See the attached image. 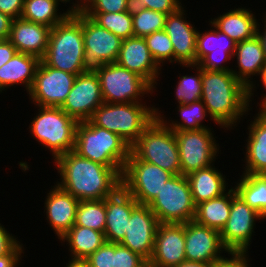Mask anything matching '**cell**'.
Here are the masks:
<instances>
[{
    "mask_svg": "<svg viewBox=\"0 0 266 267\" xmlns=\"http://www.w3.org/2000/svg\"><path fill=\"white\" fill-rule=\"evenodd\" d=\"M248 126L245 167L242 174L266 175V119L257 113Z\"/></svg>",
    "mask_w": 266,
    "mask_h": 267,
    "instance_id": "4316f807",
    "label": "cell"
},
{
    "mask_svg": "<svg viewBox=\"0 0 266 267\" xmlns=\"http://www.w3.org/2000/svg\"><path fill=\"white\" fill-rule=\"evenodd\" d=\"M185 260V223H160L149 260L151 265L176 267Z\"/></svg>",
    "mask_w": 266,
    "mask_h": 267,
    "instance_id": "d6986e66",
    "label": "cell"
},
{
    "mask_svg": "<svg viewBox=\"0 0 266 267\" xmlns=\"http://www.w3.org/2000/svg\"><path fill=\"white\" fill-rule=\"evenodd\" d=\"M177 106V114H179L182 122H178V119L177 121L165 120V115H161V110L159 111L160 108L158 107L155 108V118H159L168 128L172 129L173 131H190L208 128L201 123L204 118L206 119V116L210 117L202 100L190 104H178Z\"/></svg>",
    "mask_w": 266,
    "mask_h": 267,
    "instance_id": "836d02e7",
    "label": "cell"
},
{
    "mask_svg": "<svg viewBox=\"0 0 266 267\" xmlns=\"http://www.w3.org/2000/svg\"><path fill=\"white\" fill-rule=\"evenodd\" d=\"M223 251L230 254L222 243L219 231L200 225L194 220L185 223V254L187 261L213 265L225 257V255L222 256Z\"/></svg>",
    "mask_w": 266,
    "mask_h": 267,
    "instance_id": "e0dca14e",
    "label": "cell"
},
{
    "mask_svg": "<svg viewBox=\"0 0 266 267\" xmlns=\"http://www.w3.org/2000/svg\"><path fill=\"white\" fill-rule=\"evenodd\" d=\"M65 267H90L84 260H69Z\"/></svg>",
    "mask_w": 266,
    "mask_h": 267,
    "instance_id": "db71d44e",
    "label": "cell"
},
{
    "mask_svg": "<svg viewBox=\"0 0 266 267\" xmlns=\"http://www.w3.org/2000/svg\"><path fill=\"white\" fill-rule=\"evenodd\" d=\"M84 50L82 12L73 9L51 28L47 51L41 60L47 66L78 75L83 73Z\"/></svg>",
    "mask_w": 266,
    "mask_h": 267,
    "instance_id": "3957f363",
    "label": "cell"
},
{
    "mask_svg": "<svg viewBox=\"0 0 266 267\" xmlns=\"http://www.w3.org/2000/svg\"><path fill=\"white\" fill-rule=\"evenodd\" d=\"M23 5L24 0H0V12L17 19L22 15Z\"/></svg>",
    "mask_w": 266,
    "mask_h": 267,
    "instance_id": "bcb514c9",
    "label": "cell"
},
{
    "mask_svg": "<svg viewBox=\"0 0 266 267\" xmlns=\"http://www.w3.org/2000/svg\"><path fill=\"white\" fill-rule=\"evenodd\" d=\"M12 21L11 17L0 12V40L9 38Z\"/></svg>",
    "mask_w": 266,
    "mask_h": 267,
    "instance_id": "681fc988",
    "label": "cell"
},
{
    "mask_svg": "<svg viewBox=\"0 0 266 267\" xmlns=\"http://www.w3.org/2000/svg\"><path fill=\"white\" fill-rule=\"evenodd\" d=\"M116 63L137 73L144 78L156 90L160 67L150 54L146 41L141 37L124 39ZM158 79V80H157Z\"/></svg>",
    "mask_w": 266,
    "mask_h": 267,
    "instance_id": "44dd1931",
    "label": "cell"
},
{
    "mask_svg": "<svg viewBox=\"0 0 266 267\" xmlns=\"http://www.w3.org/2000/svg\"><path fill=\"white\" fill-rule=\"evenodd\" d=\"M82 13H119L132 10L131 0H83Z\"/></svg>",
    "mask_w": 266,
    "mask_h": 267,
    "instance_id": "ab89813d",
    "label": "cell"
},
{
    "mask_svg": "<svg viewBox=\"0 0 266 267\" xmlns=\"http://www.w3.org/2000/svg\"><path fill=\"white\" fill-rule=\"evenodd\" d=\"M155 119V106L131 103H103L89 121L96 126L118 134L129 147L143 134Z\"/></svg>",
    "mask_w": 266,
    "mask_h": 267,
    "instance_id": "5b68a950",
    "label": "cell"
},
{
    "mask_svg": "<svg viewBox=\"0 0 266 267\" xmlns=\"http://www.w3.org/2000/svg\"><path fill=\"white\" fill-rule=\"evenodd\" d=\"M60 240L68 244L71 260H85L106 242L103 232L77 225Z\"/></svg>",
    "mask_w": 266,
    "mask_h": 267,
    "instance_id": "4dcf8cb0",
    "label": "cell"
},
{
    "mask_svg": "<svg viewBox=\"0 0 266 267\" xmlns=\"http://www.w3.org/2000/svg\"><path fill=\"white\" fill-rule=\"evenodd\" d=\"M60 2L66 3L64 0H24L21 18L53 28L73 10L72 7H69L63 14L57 12Z\"/></svg>",
    "mask_w": 266,
    "mask_h": 267,
    "instance_id": "1f68e13d",
    "label": "cell"
},
{
    "mask_svg": "<svg viewBox=\"0 0 266 267\" xmlns=\"http://www.w3.org/2000/svg\"><path fill=\"white\" fill-rule=\"evenodd\" d=\"M44 203L46 210V220L54 234L60 239L75 224L77 206L79 200L70 193L60 188L57 184L47 193Z\"/></svg>",
    "mask_w": 266,
    "mask_h": 267,
    "instance_id": "603a6c76",
    "label": "cell"
},
{
    "mask_svg": "<svg viewBox=\"0 0 266 267\" xmlns=\"http://www.w3.org/2000/svg\"><path fill=\"white\" fill-rule=\"evenodd\" d=\"M263 219L265 218L260 213L252 209L235 193L232 196L229 219L220 232L223 245L230 253H248L252 235H254L252 233H255L256 220Z\"/></svg>",
    "mask_w": 266,
    "mask_h": 267,
    "instance_id": "5bb4252c",
    "label": "cell"
},
{
    "mask_svg": "<svg viewBox=\"0 0 266 267\" xmlns=\"http://www.w3.org/2000/svg\"><path fill=\"white\" fill-rule=\"evenodd\" d=\"M130 153L139 160L159 166L173 175L181 174L179 148L175 133L155 118L143 134L130 146Z\"/></svg>",
    "mask_w": 266,
    "mask_h": 267,
    "instance_id": "8992f818",
    "label": "cell"
},
{
    "mask_svg": "<svg viewBox=\"0 0 266 267\" xmlns=\"http://www.w3.org/2000/svg\"><path fill=\"white\" fill-rule=\"evenodd\" d=\"M134 37L144 38L153 32L164 30L167 14L149 9H132Z\"/></svg>",
    "mask_w": 266,
    "mask_h": 267,
    "instance_id": "8d00e7d4",
    "label": "cell"
},
{
    "mask_svg": "<svg viewBox=\"0 0 266 267\" xmlns=\"http://www.w3.org/2000/svg\"><path fill=\"white\" fill-rule=\"evenodd\" d=\"M96 74L105 103L142 102L141 97L154 92L144 78L117 63L105 64Z\"/></svg>",
    "mask_w": 266,
    "mask_h": 267,
    "instance_id": "9c48e42d",
    "label": "cell"
},
{
    "mask_svg": "<svg viewBox=\"0 0 266 267\" xmlns=\"http://www.w3.org/2000/svg\"><path fill=\"white\" fill-rule=\"evenodd\" d=\"M51 28L46 25L13 19L8 40L17 52L37 56L40 60L47 51Z\"/></svg>",
    "mask_w": 266,
    "mask_h": 267,
    "instance_id": "cb8c5ba5",
    "label": "cell"
},
{
    "mask_svg": "<svg viewBox=\"0 0 266 267\" xmlns=\"http://www.w3.org/2000/svg\"><path fill=\"white\" fill-rule=\"evenodd\" d=\"M20 243L0 223V257L10 254Z\"/></svg>",
    "mask_w": 266,
    "mask_h": 267,
    "instance_id": "f6af8a7d",
    "label": "cell"
},
{
    "mask_svg": "<svg viewBox=\"0 0 266 267\" xmlns=\"http://www.w3.org/2000/svg\"><path fill=\"white\" fill-rule=\"evenodd\" d=\"M184 12L186 11L182 6L174 13L168 14L165 19L164 30L174 48V63L196 64L198 29L190 23L191 21L186 20Z\"/></svg>",
    "mask_w": 266,
    "mask_h": 267,
    "instance_id": "ffe728a7",
    "label": "cell"
},
{
    "mask_svg": "<svg viewBox=\"0 0 266 267\" xmlns=\"http://www.w3.org/2000/svg\"><path fill=\"white\" fill-rule=\"evenodd\" d=\"M137 204L122 186L113 195L106 197V242L120 243L123 240L132 209Z\"/></svg>",
    "mask_w": 266,
    "mask_h": 267,
    "instance_id": "d4e9b609",
    "label": "cell"
},
{
    "mask_svg": "<svg viewBox=\"0 0 266 267\" xmlns=\"http://www.w3.org/2000/svg\"><path fill=\"white\" fill-rule=\"evenodd\" d=\"M73 151L108 167L124 169L130 147L118 134L87 120L77 125Z\"/></svg>",
    "mask_w": 266,
    "mask_h": 267,
    "instance_id": "277c9868",
    "label": "cell"
},
{
    "mask_svg": "<svg viewBox=\"0 0 266 267\" xmlns=\"http://www.w3.org/2000/svg\"><path fill=\"white\" fill-rule=\"evenodd\" d=\"M148 206L159 223H187L194 220L196 205L187 177L173 175Z\"/></svg>",
    "mask_w": 266,
    "mask_h": 267,
    "instance_id": "ba28073f",
    "label": "cell"
},
{
    "mask_svg": "<svg viewBox=\"0 0 266 267\" xmlns=\"http://www.w3.org/2000/svg\"><path fill=\"white\" fill-rule=\"evenodd\" d=\"M40 59L37 56L17 52L0 67V93L14 85L23 84L29 93Z\"/></svg>",
    "mask_w": 266,
    "mask_h": 267,
    "instance_id": "83f0119b",
    "label": "cell"
},
{
    "mask_svg": "<svg viewBox=\"0 0 266 267\" xmlns=\"http://www.w3.org/2000/svg\"><path fill=\"white\" fill-rule=\"evenodd\" d=\"M230 258L224 257L213 264V267H251L247 253H230ZM249 261V262H248Z\"/></svg>",
    "mask_w": 266,
    "mask_h": 267,
    "instance_id": "ee69618b",
    "label": "cell"
},
{
    "mask_svg": "<svg viewBox=\"0 0 266 267\" xmlns=\"http://www.w3.org/2000/svg\"><path fill=\"white\" fill-rule=\"evenodd\" d=\"M213 28L226 34L234 42L250 39L257 34L258 21L253 12L245 7L230 9L209 23Z\"/></svg>",
    "mask_w": 266,
    "mask_h": 267,
    "instance_id": "484cf974",
    "label": "cell"
},
{
    "mask_svg": "<svg viewBox=\"0 0 266 267\" xmlns=\"http://www.w3.org/2000/svg\"><path fill=\"white\" fill-rule=\"evenodd\" d=\"M106 198L104 200H82L76 211L75 224L99 232H105Z\"/></svg>",
    "mask_w": 266,
    "mask_h": 267,
    "instance_id": "e575fe53",
    "label": "cell"
},
{
    "mask_svg": "<svg viewBox=\"0 0 266 267\" xmlns=\"http://www.w3.org/2000/svg\"><path fill=\"white\" fill-rule=\"evenodd\" d=\"M159 224L158 218L149 206L138 203L132 209L126 234L120 244L145 260H150Z\"/></svg>",
    "mask_w": 266,
    "mask_h": 267,
    "instance_id": "2e32d148",
    "label": "cell"
},
{
    "mask_svg": "<svg viewBox=\"0 0 266 267\" xmlns=\"http://www.w3.org/2000/svg\"><path fill=\"white\" fill-rule=\"evenodd\" d=\"M173 174L157 165L136 159L131 153L121 176L122 187L139 203L149 205Z\"/></svg>",
    "mask_w": 266,
    "mask_h": 267,
    "instance_id": "30bf717a",
    "label": "cell"
},
{
    "mask_svg": "<svg viewBox=\"0 0 266 267\" xmlns=\"http://www.w3.org/2000/svg\"><path fill=\"white\" fill-rule=\"evenodd\" d=\"M265 21L262 20V22H264V28L262 27V29H259L260 28V24L258 23V27H257V35L262 43V47H263V51H264V56H265V59H266V13H265V18H264ZM260 30H264L263 32L260 31ZM262 32V33H261Z\"/></svg>",
    "mask_w": 266,
    "mask_h": 267,
    "instance_id": "f907efd6",
    "label": "cell"
},
{
    "mask_svg": "<svg viewBox=\"0 0 266 267\" xmlns=\"http://www.w3.org/2000/svg\"><path fill=\"white\" fill-rule=\"evenodd\" d=\"M84 261L90 267H114V243L105 242Z\"/></svg>",
    "mask_w": 266,
    "mask_h": 267,
    "instance_id": "b9f144b4",
    "label": "cell"
},
{
    "mask_svg": "<svg viewBox=\"0 0 266 267\" xmlns=\"http://www.w3.org/2000/svg\"><path fill=\"white\" fill-rule=\"evenodd\" d=\"M257 112L266 119V103Z\"/></svg>",
    "mask_w": 266,
    "mask_h": 267,
    "instance_id": "9f6ffc18",
    "label": "cell"
},
{
    "mask_svg": "<svg viewBox=\"0 0 266 267\" xmlns=\"http://www.w3.org/2000/svg\"><path fill=\"white\" fill-rule=\"evenodd\" d=\"M235 193V189L231 186L221 196L196 205L194 221L221 232L229 219L232 196Z\"/></svg>",
    "mask_w": 266,
    "mask_h": 267,
    "instance_id": "f546056e",
    "label": "cell"
},
{
    "mask_svg": "<svg viewBox=\"0 0 266 267\" xmlns=\"http://www.w3.org/2000/svg\"><path fill=\"white\" fill-rule=\"evenodd\" d=\"M54 163L60 176L56 184L79 201L104 200L122 186V168L94 162L73 150L58 156Z\"/></svg>",
    "mask_w": 266,
    "mask_h": 267,
    "instance_id": "6da1fadb",
    "label": "cell"
},
{
    "mask_svg": "<svg viewBox=\"0 0 266 267\" xmlns=\"http://www.w3.org/2000/svg\"><path fill=\"white\" fill-rule=\"evenodd\" d=\"M22 245V243L19 244L10 254L0 257V267H17L20 265L21 254L24 253Z\"/></svg>",
    "mask_w": 266,
    "mask_h": 267,
    "instance_id": "7dc6e473",
    "label": "cell"
},
{
    "mask_svg": "<svg viewBox=\"0 0 266 267\" xmlns=\"http://www.w3.org/2000/svg\"><path fill=\"white\" fill-rule=\"evenodd\" d=\"M37 107L38 112L29 125L32 137L48 148L54 160L72 151L79 122L60 107Z\"/></svg>",
    "mask_w": 266,
    "mask_h": 267,
    "instance_id": "52a82bcc",
    "label": "cell"
},
{
    "mask_svg": "<svg viewBox=\"0 0 266 267\" xmlns=\"http://www.w3.org/2000/svg\"><path fill=\"white\" fill-rule=\"evenodd\" d=\"M122 40L134 37L131 10L119 13H83Z\"/></svg>",
    "mask_w": 266,
    "mask_h": 267,
    "instance_id": "d590c367",
    "label": "cell"
},
{
    "mask_svg": "<svg viewBox=\"0 0 266 267\" xmlns=\"http://www.w3.org/2000/svg\"><path fill=\"white\" fill-rule=\"evenodd\" d=\"M182 67L190 68L195 70L196 75H179V81L175 89V100L178 104H190L201 100L202 94V80H201V68L197 64H180Z\"/></svg>",
    "mask_w": 266,
    "mask_h": 267,
    "instance_id": "74e56055",
    "label": "cell"
},
{
    "mask_svg": "<svg viewBox=\"0 0 266 267\" xmlns=\"http://www.w3.org/2000/svg\"><path fill=\"white\" fill-rule=\"evenodd\" d=\"M132 9H149L171 14L182 7L181 0H131Z\"/></svg>",
    "mask_w": 266,
    "mask_h": 267,
    "instance_id": "60d3db41",
    "label": "cell"
},
{
    "mask_svg": "<svg viewBox=\"0 0 266 267\" xmlns=\"http://www.w3.org/2000/svg\"><path fill=\"white\" fill-rule=\"evenodd\" d=\"M77 75L47 66L42 60L35 72L33 85L28 93L36 106L61 107Z\"/></svg>",
    "mask_w": 266,
    "mask_h": 267,
    "instance_id": "4fadbf2b",
    "label": "cell"
},
{
    "mask_svg": "<svg viewBox=\"0 0 266 267\" xmlns=\"http://www.w3.org/2000/svg\"><path fill=\"white\" fill-rule=\"evenodd\" d=\"M233 188L245 203L266 219V175L242 174Z\"/></svg>",
    "mask_w": 266,
    "mask_h": 267,
    "instance_id": "d6a6232c",
    "label": "cell"
},
{
    "mask_svg": "<svg viewBox=\"0 0 266 267\" xmlns=\"http://www.w3.org/2000/svg\"><path fill=\"white\" fill-rule=\"evenodd\" d=\"M138 267H153L149 260H145L140 266Z\"/></svg>",
    "mask_w": 266,
    "mask_h": 267,
    "instance_id": "6f0895ef",
    "label": "cell"
},
{
    "mask_svg": "<svg viewBox=\"0 0 266 267\" xmlns=\"http://www.w3.org/2000/svg\"><path fill=\"white\" fill-rule=\"evenodd\" d=\"M176 267H213L212 264L203 263V262H195V261H187L185 260L180 265Z\"/></svg>",
    "mask_w": 266,
    "mask_h": 267,
    "instance_id": "f5cc1de1",
    "label": "cell"
},
{
    "mask_svg": "<svg viewBox=\"0 0 266 267\" xmlns=\"http://www.w3.org/2000/svg\"><path fill=\"white\" fill-rule=\"evenodd\" d=\"M82 31L85 46L83 73H97L105 64L116 63L123 41L120 37L83 13Z\"/></svg>",
    "mask_w": 266,
    "mask_h": 267,
    "instance_id": "8fae6325",
    "label": "cell"
},
{
    "mask_svg": "<svg viewBox=\"0 0 266 267\" xmlns=\"http://www.w3.org/2000/svg\"><path fill=\"white\" fill-rule=\"evenodd\" d=\"M202 94L208 114L220 128L233 129L249 109L248 89L231 71L201 69Z\"/></svg>",
    "mask_w": 266,
    "mask_h": 267,
    "instance_id": "7a4b0ae2",
    "label": "cell"
},
{
    "mask_svg": "<svg viewBox=\"0 0 266 267\" xmlns=\"http://www.w3.org/2000/svg\"><path fill=\"white\" fill-rule=\"evenodd\" d=\"M64 1H66L67 3H69L72 0H64ZM76 2H77V4L74 3V2H72L73 5L71 7L73 9H78L81 6V4L83 3V0H79V1L77 0Z\"/></svg>",
    "mask_w": 266,
    "mask_h": 267,
    "instance_id": "11a10c76",
    "label": "cell"
},
{
    "mask_svg": "<svg viewBox=\"0 0 266 267\" xmlns=\"http://www.w3.org/2000/svg\"><path fill=\"white\" fill-rule=\"evenodd\" d=\"M144 39L151 56L160 67L167 61L174 63V48L165 30L153 32L145 36Z\"/></svg>",
    "mask_w": 266,
    "mask_h": 267,
    "instance_id": "f35d334b",
    "label": "cell"
},
{
    "mask_svg": "<svg viewBox=\"0 0 266 267\" xmlns=\"http://www.w3.org/2000/svg\"><path fill=\"white\" fill-rule=\"evenodd\" d=\"M236 42L215 29L197 33L196 64L204 70L232 71L225 62L232 60ZM225 64V65H223Z\"/></svg>",
    "mask_w": 266,
    "mask_h": 267,
    "instance_id": "ac0fdd59",
    "label": "cell"
},
{
    "mask_svg": "<svg viewBox=\"0 0 266 267\" xmlns=\"http://www.w3.org/2000/svg\"><path fill=\"white\" fill-rule=\"evenodd\" d=\"M234 57L237 60L238 66L236 67H238V71L237 69H232L231 72L248 89V104L251 110L250 104L252 103L250 102H252L251 99L254 97L253 92L257 88L256 83L252 81V77L254 75L259 76L262 66L266 63L262 43L258 35L256 34L250 39L237 43Z\"/></svg>",
    "mask_w": 266,
    "mask_h": 267,
    "instance_id": "7402d4cb",
    "label": "cell"
},
{
    "mask_svg": "<svg viewBox=\"0 0 266 267\" xmlns=\"http://www.w3.org/2000/svg\"><path fill=\"white\" fill-rule=\"evenodd\" d=\"M212 132L214 131L211 128L174 131L179 148L182 175L187 176L199 169L214 165L213 161H216L214 159L218 156L220 147Z\"/></svg>",
    "mask_w": 266,
    "mask_h": 267,
    "instance_id": "7c38bea8",
    "label": "cell"
},
{
    "mask_svg": "<svg viewBox=\"0 0 266 267\" xmlns=\"http://www.w3.org/2000/svg\"><path fill=\"white\" fill-rule=\"evenodd\" d=\"M101 86L96 73L78 74L65 102L60 107L78 122L87 121L103 104Z\"/></svg>",
    "mask_w": 266,
    "mask_h": 267,
    "instance_id": "9a60e30c",
    "label": "cell"
},
{
    "mask_svg": "<svg viewBox=\"0 0 266 267\" xmlns=\"http://www.w3.org/2000/svg\"><path fill=\"white\" fill-rule=\"evenodd\" d=\"M195 205L221 196L228 190L225 175L211 165L186 176Z\"/></svg>",
    "mask_w": 266,
    "mask_h": 267,
    "instance_id": "f1b7e54d",
    "label": "cell"
},
{
    "mask_svg": "<svg viewBox=\"0 0 266 267\" xmlns=\"http://www.w3.org/2000/svg\"><path fill=\"white\" fill-rule=\"evenodd\" d=\"M260 82L263 84L264 88L266 89V63L262 66L261 68V72H260ZM266 92V90H264ZM263 99H261L260 104H259V109L266 103V94L263 95L262 97Z\"/></svg>",
    "mask_w": 266,
    "mask_h": 267,
    "instance_id": "816d5d0a",
    "label": "cell"
},
{
    "mask_svg": "<svg viewBox=\"0 0 266 267\" xmlns=\"http://www.w3.org/2000/svg\"><path fill=\"white\" fill-rule=\"evenodd\" d=\"M16 53L17 49L8 39L0 40V67L7 63Z\"/></svg>",
    "mask_w": 266,
    "mask_h": 267,
    "instance_id": "c3c4849f",
    "label": "cell"
},
{
    "mask_svg": "<svg viewBox=\"0 0 266 267\" xmlns=\"http://www.w3.org/2000/svg\"><path fill=\"white\" fill-rule=\"evenodd\" d=\"M145 259L120 243H114V267H138Z\"/></svg>",
    "mask_w": 266,
    "mask_h": 267,
    "instance_id": "7bdbcfd3",
    "label": "cell"
}]
</instances>
